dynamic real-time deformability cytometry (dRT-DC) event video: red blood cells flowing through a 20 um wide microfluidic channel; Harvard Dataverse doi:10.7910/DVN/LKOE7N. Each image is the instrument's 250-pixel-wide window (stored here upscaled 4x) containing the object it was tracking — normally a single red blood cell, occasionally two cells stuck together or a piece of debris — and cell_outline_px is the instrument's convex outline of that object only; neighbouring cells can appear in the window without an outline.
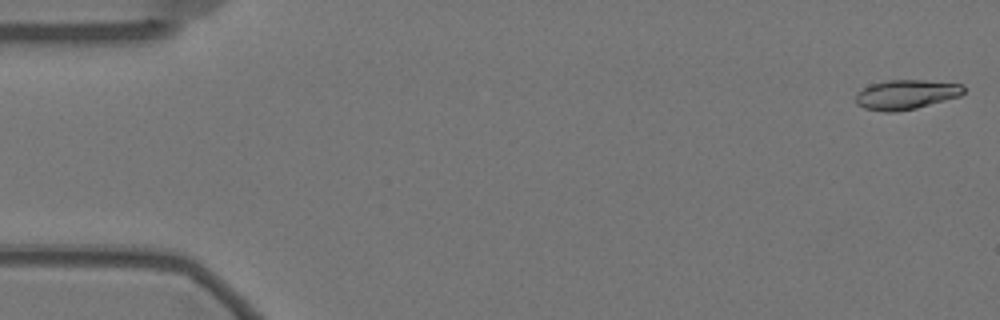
{"species": "Egyptian fruit bat (a non-hibernating species)", "species_latin": "Rousettus aegyptiacus", "temperature_condition": "warm", "stored_images_in_passage": 3, "camera_frame_rate_fps": 3000, "um_per_image_px": 0.085, "animal": {"sex": "female"}, "frame": {"image": 1, "passage_image": 1, "time_ms": 0.0, "image_size_px": [1000, 320], "cell_outline_px": [[964, 92], [960, 96], [916, 108], [896, 112], [884, 112], [864, 108], [856, 104], [856, 92], [872, 84], [888, 80], [924, 80], [964, 84]], "centroid_in_image_um": [77.02, 8.04], "position_along_channel_um": 8.0, "area_um2": 18.61}}